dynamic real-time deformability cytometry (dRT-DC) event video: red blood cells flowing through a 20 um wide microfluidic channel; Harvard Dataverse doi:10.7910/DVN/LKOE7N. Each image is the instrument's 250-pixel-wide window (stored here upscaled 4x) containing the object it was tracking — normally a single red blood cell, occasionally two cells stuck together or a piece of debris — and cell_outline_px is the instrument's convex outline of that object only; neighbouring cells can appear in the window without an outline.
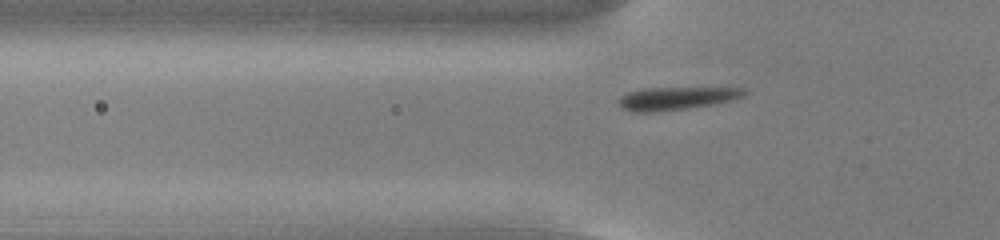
{"species": "common noctule bat (a hibernating species)", "species_latin": "Nyctalus noctula", "temperature_condition": "cold", "stored_images_in_passage": 46, "camera_frame_rate_fps": 3000, "um_per_image_px": 0.085, "animal": {"sex": "male", "body_mass_g": 13.0, "forearm_length_mm": 53.1}, "frame": {"image": 1, "passage_image": 9, "time_ms": 2.667, "image_size_px": [1000, 240], "cell_outline_px": [[748, 92], [744, 96], [712, 104], [688, 108], [652, 112], [632, 112], [624, 108], [620, 104], [620, 96], [628, 92], [644, 88], [744, 88]], "centroid_in_image_um": [57.48, 8.35], "position_along_channel_um": 68.3, "area_um2": 16.42}}
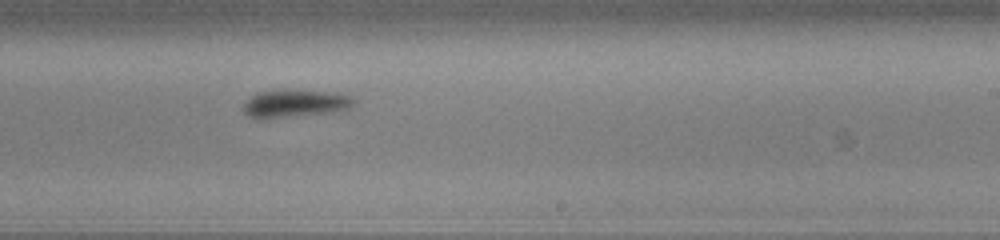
{"frame": {"image": 2, "passage_image": 25, "time_ms": 8.0, "image_size_px": [1000, 240], "cell_outline_px": [[356, 100], [348, 108], [332, 112], [284, 116], [248, 116], [244, 112], [244, 104], [256, 92], [336, 92], [352, 96]], "centroid_in_image_um": [25.16, 8.79], "position_along_channel_um": 263.8, "area_um2": 16.36}}
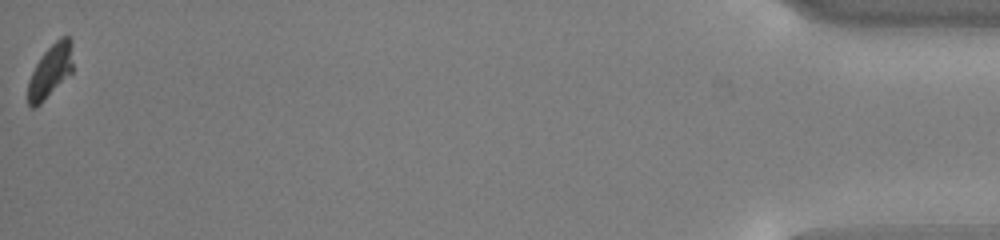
{"frame": {"image": 3, "passage_image": 46, "time_ms": 15.0, "image_size_px": [1000, 240], "cell_outline_px": [[72, 72], [40, 104], [32, 108], [28, 104], [28, 80], [36, 64], [44, 52], [60, 36], [68, 36], [72, 40]], "centroid_in_image_um": [4.29, 6.01], "position_along_channel_um": 430.9, "area_um2": 13.76}, "authors_computed_cell_mechanics": {"area_um2": 16.4441, "velocity_mm_per_s": 3.707, "shape_relaxation_time_tau1_ms": 1.5171, "shape_relaxation_time_tau2_ms": null, "deformation_change_tau1": 0.0839, "deformation_change_tau2": null}}